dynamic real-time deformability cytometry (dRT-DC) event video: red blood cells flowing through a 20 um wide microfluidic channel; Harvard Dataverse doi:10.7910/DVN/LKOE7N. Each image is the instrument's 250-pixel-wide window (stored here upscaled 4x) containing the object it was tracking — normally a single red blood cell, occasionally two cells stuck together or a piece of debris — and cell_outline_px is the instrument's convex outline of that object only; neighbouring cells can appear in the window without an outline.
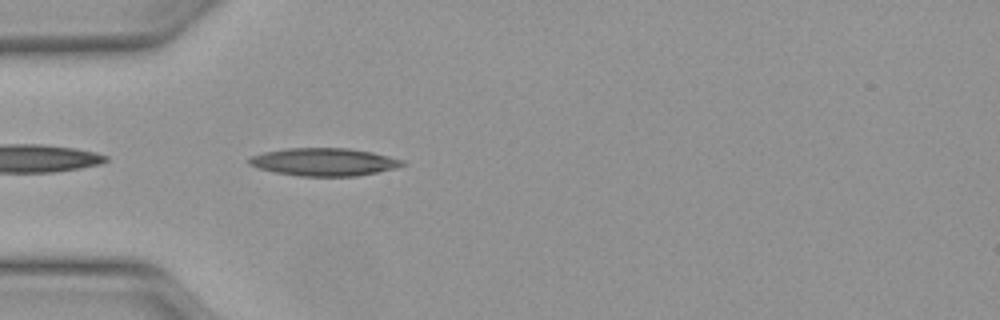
{"species": "Egyptian fruit bat (a non-hibernating species)", "species_latin": "Rousettus aegyptiacus", "temperature_condition": "warm", "stored_images_in_passage": 5, "camera_frame_rate_fps": 3000, "um_per_image_px": 0.085, "animal": {"sex": "female"}, "frame": {"image": 1, "passage_image": 2, "time_ms": 0.333, "image_size_px": [1000, 320], "cell_outline_px": [[404, 164], [396, 168], [356, 176], [300, 176], [276, 172], [260, 168], [248, 164], [248, 156], [264, 152], [288, 148], [348, 148], [372, 152], [404, 160]], "centroid_in_image_um": [27.52, 13.76], "position_along_channel_um": 57.5, "area_um2": 24.68}}